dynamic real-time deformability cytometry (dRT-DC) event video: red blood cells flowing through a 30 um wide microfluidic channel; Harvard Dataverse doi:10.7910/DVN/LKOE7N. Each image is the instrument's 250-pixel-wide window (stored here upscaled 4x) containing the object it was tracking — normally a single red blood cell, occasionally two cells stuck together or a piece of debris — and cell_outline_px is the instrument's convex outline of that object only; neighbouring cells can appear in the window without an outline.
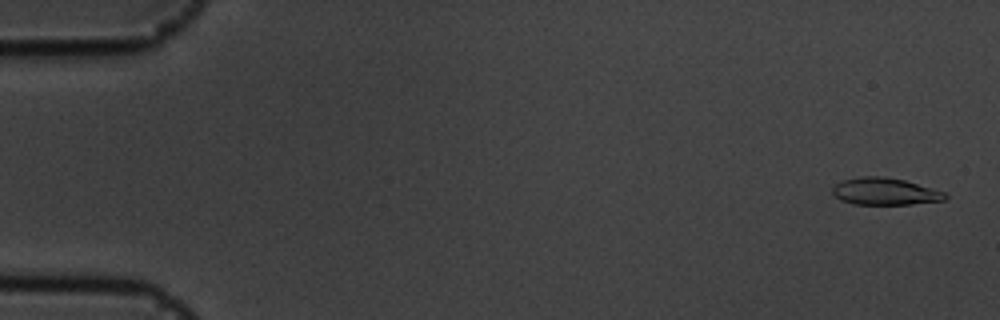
{"species": "common noctule bat (a hibernating species)", "species_latin": "Nyctalus noctula", "temperature_condition": "cold", "stored_images_in_passage": 56, "camera_frame_rate_fps": 3000, "um_per_image_px": 0.085, "animal": {"sex": "male", "body_mass_g": 19.5, "forearm_length_mm": 54.6}, "frame": {"image": 1, "passage_image": 2, "time_ms": 0.333, "image_size_px": [1000, 320], "cell_outline_px": [[948, 196], [944, 200], [912, 204], [852, 204], [840, 200], [832, 192], [832, 188], [836, 184], [844, 180], [860, 176], [880, 176], [904, 180], [944, 192]], "centroid_in_image_um": [75.19, 16.28], "position_along_channel_um": 9.8, "area_um2": 17.57}}
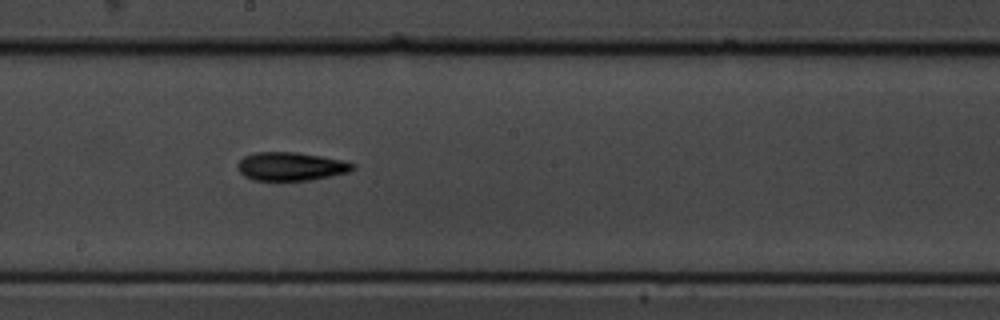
{"frame": {"image": 2, "passage_image": 31, "time_ms": 10.0, "image_size_px": [1000, 320], "cell_outline_px": [[356, 168], [348, 172], [332, 176], [312, 180], [252, 180], [244, 176], [240, 172], [236, 164], [244, 156], [252, 152], [296, 152], [344, 160], [356, 164]], "centroid_in_image_um": [24.73, 14.14], "position_along_channel_um": 223.5, "area_um2": 19.25}}
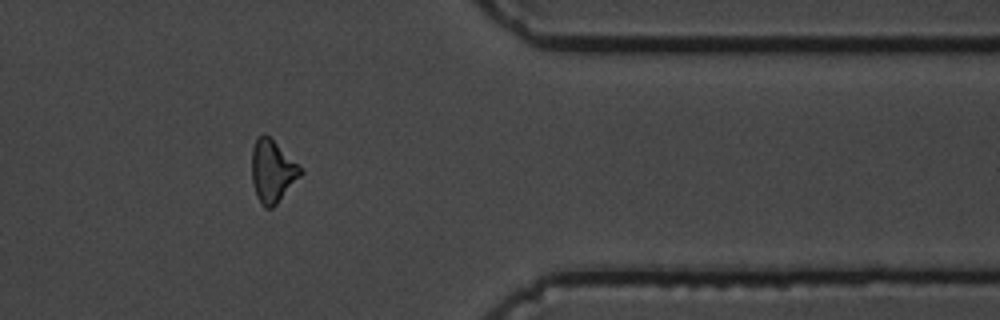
{"frame": {"image": 3, "passage_image": 46, "time_ms": 15.0, "image_size_px": [1000, 320], "cell_outline_px": [[304, 172], [276, 204], [272, 208], [264, 208], [256, 196], [252, 180], [252, 148], [256, 140], [264, 132], [304, 168]], "centroid_in_image_um": [23.17, 14.55], "position_along_channel_um": 388.2, "area_um2": 17.74}, "authors_computed_cell_mechanics": {"area_um2": 18.207, "velocity_mm_per_s": 3.6066, "shape_relaxation_time_tau1_ms": 5.3723, "shape_relaxation_time_tau2_ms": null, "deformation_change_tau1": 0.1596, "deformation_change_tau2": null}}